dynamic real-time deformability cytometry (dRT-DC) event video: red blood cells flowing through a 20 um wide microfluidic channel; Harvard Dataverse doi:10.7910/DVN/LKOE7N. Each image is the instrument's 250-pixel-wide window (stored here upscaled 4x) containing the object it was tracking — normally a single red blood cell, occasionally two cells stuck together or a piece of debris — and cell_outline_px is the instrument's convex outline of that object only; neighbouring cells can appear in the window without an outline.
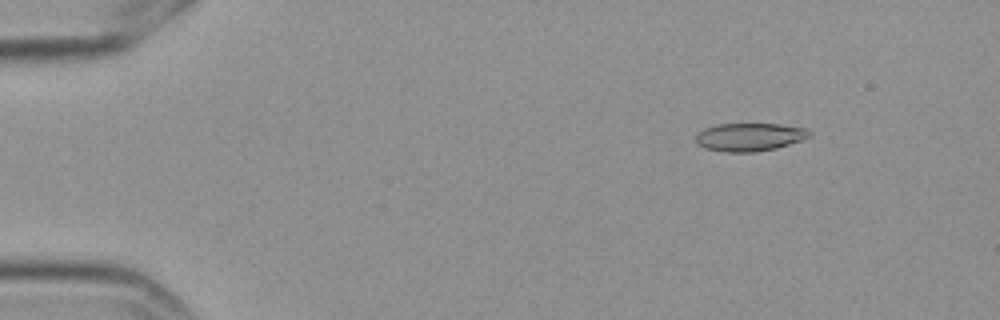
{"species": "Egyptian fruit bat (a non-hibernating species)", "species_latin": "Rousettus aegyptiacus", "temperature_condition": "cold", "stored_images_in_passage": 5, "camera_frame_rate_fps": 3000, "um_per_image_px": 0.085, "frame": {"image": 1, "passage_image": 2, "time_ms": 0.333, "image_size_px": [1000, 320], "cell_outline_px": [[812, 136], [804, 140], [776, 148], [756, 152], [724, 152], [708, 148], [700, 144], [696, 140], [696, 136], [704, 128], [716, 124], [780, 124], [808, 128], [812, 132]], "centroid_in_image_um": [63.81, 11.64], "position_along_channel_um": 21.2, "area_um2": 18.67}}
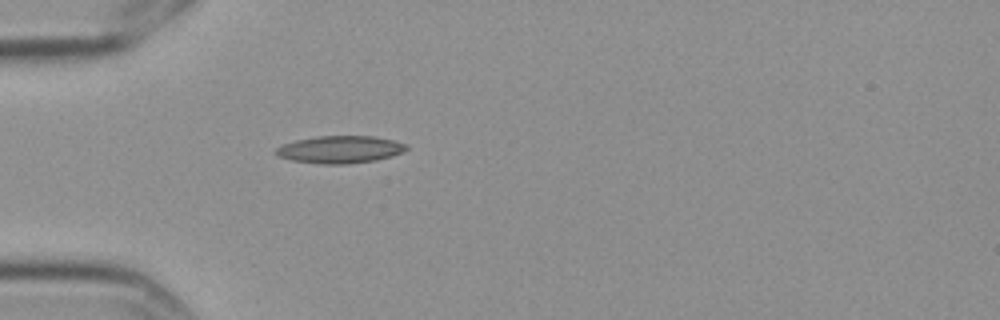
{"frame": {"image": 2, "passage_image": 5, "time_ms": 1.333, "image_size_px": [1000, 320], "cell_outline_px": [[408, 148], [392, 156], [376, 160], [348, 164], [320, 164], [292, 160], [276, 156], [276, 148], [284, 144], [296, 140], [320, 136], [372, 136], [392, 140], [408, 144]], "centroid_in_image_um": [28.9, 12.71], "position_along_channel_um": 56.1, "area_um2": 20.69}}